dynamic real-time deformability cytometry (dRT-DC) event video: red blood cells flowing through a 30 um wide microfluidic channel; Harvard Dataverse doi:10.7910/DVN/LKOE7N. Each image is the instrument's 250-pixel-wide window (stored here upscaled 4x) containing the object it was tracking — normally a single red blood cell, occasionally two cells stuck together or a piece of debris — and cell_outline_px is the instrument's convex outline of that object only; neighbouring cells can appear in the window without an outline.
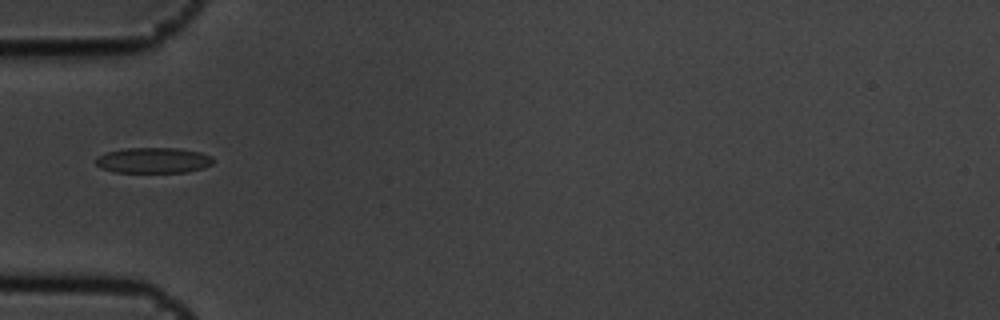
{"species": "common noctule bat (a hibernating species)", "species_latin": "Nyctalus noctula", "temperature_condition": "cold", "stored_images_in_passage": 4, "camera_frame_rate_fps": 3000, "um_per_image_px": 0.085, "animal": {"sex": "male", "body_mass_g": 19.5, "forearm_length_mm": 54.6}, "frame": {"image": 1, "passage_image": 4, "time_ms": 1.0, "image_size_px": [1000, 320], "cell_outline_px": [[216, 160], [212, 164], [204, 168], [188, 172], [116, 172], [100, 168], [96, 164], [96, 156], [108, 152], [124, 148], [176, 148], [200, 152], [212, 156]], "centroid_in_image_um": [13.07, 13.63], "position_along_channel_um": 71.9, "area_um2": 17.63}}